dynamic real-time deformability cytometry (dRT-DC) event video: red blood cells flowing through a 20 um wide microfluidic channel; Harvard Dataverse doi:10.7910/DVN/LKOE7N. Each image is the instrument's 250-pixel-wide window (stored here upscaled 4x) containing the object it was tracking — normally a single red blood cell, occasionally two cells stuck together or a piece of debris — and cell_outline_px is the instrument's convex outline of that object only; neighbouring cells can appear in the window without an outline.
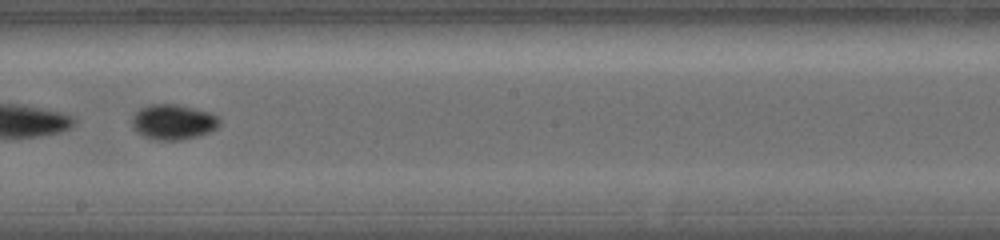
{"species": "common noctule bat (a hibernating species)", "species_latin": "Nyctalus noctula", "temperature_condition": "warm", "stored_images_in_passage": 9, "camera_frame_rate_fps": 5000, "um_per_image_px": 0.085, "animal": {"sex": "female", "body_mass_g": 19.0, "forearm_length_mm": 56.7}, "frame": {"image": 1, "passage_image": 7, "time_ms": 5.0, "image_size_px": [1000, 240], "cell_outline_px": [[220, 124], [216, 128], [208, 132], [196, 136], [180, 140], [156, 140], [140, 136], [132, 128], [132, 116], [140, 108], [148, 104], [180, 104], [212, 112], [220, 120]], "centroid_in_image_um": [14.69, 10.36], "position_along_channel_um": 233.5, "area_um2": 18.26}}